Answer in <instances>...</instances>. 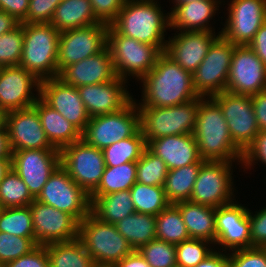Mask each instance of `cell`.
<instances>
[{"instance_id": "1", "label": "cell", "mask_w": 266, "mask_h": 267, "mask_svg": "<svg viewBox=\"0 0 266 267\" xmlns=\"http://www.w3.org/2000/svg\"><path fill=\"white\" fill-rule=\"evenodd\" d=\"M142 100L137 107H172L196 99L193 74L163 52L141 81Z\"/></svg>"}, {"instance_id": "2", "label": "cell", "mask_w": 266, "mask_h": 267, "mask_svg": "<svg viewBox=\"0 0 266 267\" xmlns=\"http://www.w3.org/2000/svg\"><path fill=\"white\" fill-rule=\"evenodd\" d=\"M193 136L204 161L243 163L244 153L233 143L222 109L212 97L199 96Z\"/></svg>"}, {"instance_id": "3", "label": "cell", "mask_w": 266, "mask_h": 267, "mask_svg": "<svg viewBox=\"0 0 266 267\" xmlns=\"http://www.w3.org/2000/svg\"><path fill=\"white\" fill-rule=\"evenodd\" d=\"M156 0H126L110 24L119 34L140 43L166 50V29H170L169 12L164 14Z\"/></svg>"}, {"instance_id": "4", "label": "cell", "mask_w": 266, "mask_h": 267, "mask_svg": "<svg viewBox=\"0 0 266 267\" xmlns=\"http://www.w3.org/2000/svg\"><path fill=\"white\" fill-rule=\"evenodd\" d=\"M23 50L19 65L40 81L58 77L60 32L51 23H23Z\"/></svg>"}, {"instance_id": "5", "label": "cell", "mask_w": 266, "mask_h": 267, "mask_svg": "<svg viewBox=\"0 0 266 267\" xmlns=\"http://www.w3.org/2000/svg\"><path fill=\"white\" fill-rule=\"evenodd\" d=\"M78 239L97 265L114 267L134 251L115 224L103 222L91 212L79 223Z\"/></svg>"}, {"instance_id": "6", "label": "cell", "mask_w": 266, "mask_h": 267, "mask_svg": "<svg viewBox=\"0 0 266 267\" xmlns=\"http://www.w3.org/2000/svg\"><path fill=\"white\" fill-rule=\"evenodd\" d=\"M107 47L116 76L126 81L129 76L141 80L154 68L163 53L159 47L119 34L111 25L107 32Z\"/></svg>"}, {"instance_id": "7", "label": "cell", "mask_w": 266, "mask_h": 267, "mask_svg": "<svg viewBox=\"0 0 266 267\" xmlns=\"http://www.w3.org/2000/svg\"><path fill=\"white\" fill-rule=\"evenodd\" d=\"M199 96L172 107H138L140 130L146 144L169 135L192 134L195 129Z\"/></svg>"}, {"instance_id": "8", "label": "cell", "mask_w": 266, "mask_h": 267, "mask_svg": "<svg viewBox=\"0 0 266 267\" xmlns=\"http://www.w3.org/2000/svg\"><path fill=\"white\" fill-rule=\"evenodd\" d=\"M136 102L133 99L122 110L91 117L82 132V139L103 150L115 142L133 136L140 129V114Z\"/></svg>"}, {"instance_id": "9", "label": "cell", "mask_w": 266, "mask_h": 267, "mask_svg": "<svg viewBox=\"0 0 266 267\" xmlns=\"http://www.w3.org/2000/svg\"><path fill=\"white\" fill-rule=\"evenodd\" d=\"M60 165L88 195L98 187L106 168L103 150L83 139L60 150Z\"/></svg>"}, {"instance_id": "10", "label": "cell", "mask_w": 266, "mask_h": 267, "mask_svg": "<svg viewBox=\"0 0 266 267\" xmlns=\"http://www.w3.org/2000/svg\"><path fill=\"white\" fill-rule=\"evenodd\" d=\"M233 162L204 161L194 183L190 201L217 208L234 202Z\"/></svg>"}, {"instance_id": "11", "label": "cell", "mask_w": 266, "mask_h": 267, "mask_svg": "<svg viewBox=\"0 0 266 267\" xmlns=\"http://www.w3.org/2000/svg\"><path fill=\"white\" fill-rule=\"evenodd\" d=\"M235 44L221 34L212 42L207 55L193 73L195 92L201 97H212L226 90Z\"/></svg>"}, {"instance_id": "12", "label": "cell", "mask_w": 266, "mask_h": 267, "mask_svg": "<svg viewBox=\"0 0 266 267\" xmlns=\"http://www.w3.org/2000/svg\"><path fill=\"white\" fill-rule=\"evenodd\" d=\"M35 200L67 212L79 223L90 213L89 195L70 178L61 165L50 175Z\"/></svg>"}, {"instance_id": "13", "label": "cell", "mask_w": 266, "mask_h": 267, "mask_svg": "<svg viewBox=\"0 0 266 267\" xmlns=\"http://www.w3.org/2000/svg\"><path fill=\"white\" fill-rule=\"evenodd\" d=\"M212 98L222 109L233 143L245 153L260 132L251 95L223 91Z\"/></svg>"}, {"instance_id": "14", "label": "cell", "mask_w": 266, "mask_h": 267, "mask_svg": "<svg viewBox=\"0 0 266 267\" xmlns=\"http://www.w3.org/2000/svg\"><path fill=\"white\" fill-rule=\"evenodd\" d=\"M106 23L60 32L57 55L58 74L67 66L98 54L107 47Z\"/></svg>"}, {"instance_id": "15", "label": "cell", "mask_w": 266, "mask_h": 267, "mask_svg": "<svg viewBox=\"0 0 266 267\" xmlns=\"http://www.w3.org/2000/svg\"><path fill=\"white\" fill-rule=\"evenodd\" d=\"M60 165L59 149H25L12 151L11 168L27 185L36 199L50 175Z\"/></svg>"}, {"instance_id": "16", "label": "cell", "mask_w": 266, "mask_h": 267, "mask_svg": "<svg viewBox=\"0 0 266 267\" xmlns=\"http://www.w3.org/2000/svg\"><path fill=\"white\" fill-rule=\"evenodd\" d=\"M221 35L235 45H248L266 21V0H230Z\"/></svg>"}, {"instance_id": "17", "label": "cell", "mask_w": 266, "mask_h": 267, "mask_svg": "<svg viewBox=\"0 0 266 267\" xmlns=\"http://www.w3.org/2000/svg\"><path fill=\"white\" fill-rule=\"evenodd\" d=\"M33 241L37 245L68 242L78 238L79 222L70 214L37 200L30 205Z\"/></svg>"}, {"instance_id": "18", "label": "cell", "mask_w": 266, "mask_h": 267, "mask_svg": "<svg viewBox=\"0 0 266 267\" xmlns=\"http://www.w3.org/2000/svg\"><path fill=\"white\" fill-rule=\"evenodd\" d=\"M264 90L266 65L248 45H235L225 91L254 95Z\"/></svg>"}, {"instance_id": "19", "label": "cell", "mask_w": 266, "mask_h": 267, "mask_svg": "<svg viewBox=\"0 0 266 267\" xmlns=\"http://www.w3.org/2000/svg\"><path fill=\"white\" fill-rule=\"evenodd\" d=\"M40 84L33 73L20 65L0 67V111L6 113L33 106L40 98Z\"/></svg>"}, {"instance_id": "20", "label": "cell", "mask_w": 266, "mask_h": 267, "mask_svg": "<svg viewBox=\"0 0 266 267\" xmlns=\"http://www.w3.org/2000/svg\"><path fill=\"white\" fill-rule=\"evenodd\" d=\"M4 126L11 151L25 149H57L48 141L34 106L4 113Z\"/></svg>"}, {"instance_id": "21", "label": "cell", "mask_w": 266, "mask_h": 267, "mask_svg": "<svg viewBox=\"0 0 266 267\" xmlns=\"http://www.w3.org/2000/svg\"><path fill=\"white\" fill-rule=\"evenodd\" d=\"M215 228L219 251L251 248L249 209L236 200L215 208Z\"/></svg>"}, {"instance_id": "22", "label": "cell", "mask_w": 266, "mask_h": 267, "mask_svg": "<svg viewBox=\"0 0 266 267\" xmlns=\"http://www.w3.org/2000/svg\"><path fill=\"white\" fill-rule=\"evenodd\" d=\"M40 98L81 132L85 130L90 116L76 87L58 77L45 79L40 84Z\"/></svg>"}, {"instance_id": "23", "label": "cell", "mask_w": 266, "mask_h": 267, "mask_svg": "<svg viewBox=\"0 0 266 267\" xmlns=\"http://www.w3.org/2000/svg\"><path fill=\"white\" fill-rule=\"evenodd\" d=\"M126 83V80L116 77L110 82L77 87L90 118L125 108L134 99L127 91Z\"/></svg>"}, {"instance_id": "24", "label": "cell", "mask_w": 266, "mask_h": 267, "mask_svg": "<svg viewBox=\"0 0 266 267\" xmlns=\"http://www.w3.org/2000/svg\"><path fill=\"white\" fill-rule=\"evenodd\" d=\"M220 33L221 31L218 35L212 31H180L168 38L165 53L193 74Z\"/></svg>"}, {"instance_id": "25", "label": "cell", "mask_w": 266, "mask_h": 267, "mask_svg": "<svg viewBox=\"0 0 266 267\" xmlns=\"http://www.w3.org/2000/svg\"><path fill=\"white\" fill-rule=\"evenodd\" d=\"M109 48L65 67L59 74L64 83L74 87L110 82L116 78Z\"/></svg>"}, {"instance_id": "26", "label": "cell", "mask_w": 266, "mask_h": 267, "mask_svg": "<svg viewBox=\"0 0 266 267\" xmlns=\"http://www.w3.org/2000/svg\"><path fill=\"white\" fill-rule=\"evenodd\" d=\"M147 148L165 162L168 170L197 163L202 159L193 134L159 137L150 140Z\"/></svg>"}, {"instance_id": "27", "label": "cell", "mask_w": 266, "mask_h": 267, "mask_svg": "<svg viewBox=\"0 0 266 267\" xmlns=\"http://www.w3.org/2000/svg\"><path fill=\"white\" fill-rule=\"evenodd\" d=\"M220 0H198L172 7L169 13L170 28L179 31H212L209 20L219 10Z\"/></svg>"}, {"instance_id": "28", "label": "cell", "mask_w": 266, "mask_h": 267, "mask_svg": "<svg viewBox=\"0 0 266 267\" xmlns=\"http://www.w3.org/2000/svg\"><path fill=\"white\" fill-rule=\"evenodd\" d=\"M33 106L37 109L45 135L53 147L61 150L82 139V132L41 98Z\"/></svg>"}, {"instance_id": "29", "label": "cell", "mask_w": 266, "mask_h": 267, "mask_svg": "<svg viewBox=\"0 0 266 267\" xmlns=\"http://www.w3.org/2000/svg\"><path fill=\"white\" fill-rule=\"evenodd\" d=\"M179 208L190 238L216 241L215 208L190 200L175 203Z\"/></svg>"}, {"instance_id": "30", "label": "cell", "mask_w": 266, "mask_h": 267, "mask_svg": "<svg viewBox=\"0 0 266 267\" xmlns=\"http://www.w3.org/2000/svg\"><path fill=\"white\" fill-rule=\"evenodd\" d=\"M50 23L59 31L101 23L94 15L90 0H62Z\"/></svg>"}, {"instance_id": "31", "label": "cell", "mask_w": 266, "mask_h": 267, "mask_svg": "<svg viewBox=\"0 0 266 267\" xmlns=\"http://www.w3.org/2000/svg\"><path fill=\"white\" fill-rule=\"evenodd\" d=\"M89 198L90 212L103 222L116 224L136 212L129 190Z\"/></svg>"}, {"instance_id": "32", "label": "cell", "mask_w": 266, "mask_h": 267, "mask_svg": "<svg viewBox=\"0 0 266 267\" xmlns=\"http://www.w3.org/2000/svg\"><path fill=\"white\" fill-rule=\"evenodd\" d=\"M115 226L134 250L156 238V216L151 214L135 212L118 221Z\"/></svg>"}, {"instance_id": "33", "label": "cell", "mask_w": 266, "mask_h": 267, "mask_svg": "<svg viewBox=\"0 0 266 267\" xmlns=\"http://www.w3.org/2000/svg\"><path fill=\"white\" fill-rule=\"evenodd\" d=\"M203 162L204 160L201 159L197 163L168 170L163 189L170 204L190 199L194 183Z\"/></svg>"}, {"instance_id": "34", "label": "cell", "mask_w": 266, "mask_h": 267, "mask_svg": "<svg viewBox=\"0 0 266 267\" xmlns=\"http://www.w3.org/2000/svg\"><path fill=\"white\" fill-rule=\"evenodd\" d=\"M50 267H92L91 256L77 238L68 242H55L46 245Z\"/></svg>"}, {"instance_id": "35", "label": "cell", "mask_w": 266, "mask_h": 267, "mask_svg": "<svg viewBox=\"0 0 266 267\" xmlns=\"http://www.w3.org/2000/svg\"><path fill=\"white\" fill-rule=\"evenodd\" d=\"M137 162H127L114 167L106 166L98 187L89 196H102L130 190L137 182Z\"/></svg>"}, {"instance_id": "36", "label": "cell", "mask_w": 266, "mask_h": 267, "mask_svg": "<svg viewBox=\"0 0 266 267\" xmlns=\"http://www.w3.org/2000/svg\"><path fill=\"white\" fill-rule=\"evenodd\" d=\"M156 238L175 245L190 239L181 212L175 204H169L156 216Z\"/></svg>"}, {"instance_id": "37", "label": "cell", "mask_w": 266, "mask_h": 267, "mask_svg": "<svg viewBox=\"0 0 266 267\" xmlns=\"http://www.w3.org/2000/svg\"><path fill=\"white\" fill-rule=\"evenodd\" d=\"M146 147L144 136L139 129L133 136L103 149L105 164L114 167L127 162H137Z\"/></svg>"}, {"instance_id": "38", "label": "cell", "mask_w": 266, "mask_h": 267, "mask_svg": "<svg viewBox=\"0 0 266 267\" xmlns=\"http://www.w3.org/2000/svg\"><path fill=\"white\" fill-rule=\"evenodd\" d=\"M129 191L137 213L157 216L170 204L163 186H149L136 182Z\"/></svg>"}, {"instance_id": "39", "label": "cell", "mask_w": 266, "mask_h": 267, "mask_svg": "<svg viewBox=\"0 0 266 267\" xmlns=\"http://www.w3.org/2000/svg\"><path fill=\"white\" fill-rule=\"evenodd\" d=\"M34 200L27 185L11 168L0 182V207L29 206Z\"/></svg>"}, {"instance_id": "40", "label": "cell", "mask_w": 266, "mask_h": 267, "mask_svg": "<svg viewBox=\"0 0 266 267\" xmlns=\"http://www.w3.org/2000/svg\"><path fill=\"white\" fill-rule=\"evenodd\" d=\"M0 232L33 238V222L30 206L0 209Z\"/></svg>"}, {"instance_id": "41", "label": "cell", "mask_w": 266, "mask_h": 267, "mask_svg": "<svg viewBox=\"0 0 266 267\" xmlns=\"http://www.w3.org/2000/svg\"><path fill=\"white\" fill-rule=\"evenodd\" d=\"M167 173L165 162L146 147L137 161V182L149 186H163Z\"/></svg>"}, {"instance_id": "42", "label": "cell", "mask_w": 266, "mask_h": 267, "mask_svg": "<svg viewBox=\"0 0 266 267\" xmlns=\"http://www.w3.org/2000/svg\"><path fill=\"white\" fill-rule=\"evenodd\" d=\"M210 244L214 246L210 241L194 238L176 244L177 267H195L215 250Z\"/></svg>"}, {"instance_id": "43", "label": "cell", "mask_w": 266, "mask_h": 267, "mask_svg": "<svg viewBox=\"0 0 266 267\" xmlns=\"http://www.w3.org/2000/svg\"><path fill=\"white\" fill-rule=\"evenodd\" d=\"M151 267H176V246L155 238L137 250Z\"/></svg>"}, {"instance_id": "44", "label": "cell", "mask_w": 266, "mask_h": 267, "mask_svg": "<svg viewBox=\"0 0 266 267\" xmlns=\"http://www.w3.org/2000/svg\"><path fill=\"white\" fill-rule=\"evenodd\" d=\"M23 23L0 36V67L19 65L23 50Z\"/></svg>"}, {"instance_id": "45", "label": "cell", "mask_w": 266, "mask_h": 267, "mask_svg": "<svg viewBox=\"0 0 266 267\" xmlns=\"http://www.w3.org/2000/svg\"><path fill=\"white\" fill-rule=\"evenodd\" d=\"M37 244L33 238H26L0 232V267L28 254Z\"/></svg>"}, {"instance_id": "46", "label": "cell", "mask_w": 266, "mask_h": 267, "mask_svg": "<svg viewBox=\"0 0 266 267\" xmlns=\"http://www.w3.org/2000/svg\"><path fill=\"white\" fill-rule=\"evenodd\" d=\"M231 252L232 267H266V248L252 247Z\"/></svg>"}, {"instance_id": "47", "label": "cell", "mask_w": 266, "mask_h": 267, "mask_svg": "<svg viewBox=\"0 0 266 267\" xmlns=\"http://www.w3.org/2000/svg\"><path fill=\"white\" fill-rule=\"evenodd\" d=\"M62 0H29L27 17L22 23H50Z\"/></svg>"}, {"instance_id": "48", "label": "cell", "mask_w": 266, "mask_h": 267, "mask_svg": "<svg viewBox=\"0 0 266 267\" xmlns=\"http://www.w3.org/2000/svg\"><path fill=\"white\" fill-rule=\"evenodd\" d=\"M1 267H50L46 245H37L28 254L10 261Z\"/></svg>"}, {"instance_id": "49", "label": "cell", "mask_w": 266, "mask_h": 267, "mask_svg": "<svg viewBox=\"0 0 266 267\" xmlns=\"http://www.w3.org/2000/svg\"><path fill=\"white\" fill-rule=\"evenodd\" d=\"M95 17L110 25L119 14L126 0H90Z\"/></svg>"}, {"instance_id": "50", "label": "cell", "mask_w": 266, "mask_h": 267, "mask_svg": "<svg viewBox=\"0 0 266 267\" xmlns=\"http://www.w3.org/2000/svg\"><path fill=\"white\" fill-rule=\"evenodd\" d=\"M251 213L249 211L251 248H266V207Z\"/></svg>"}, {"instance_id": "51", "label": "cell", "mask_w": 266, "mask_h": 267, "mask_svg": "<svg viewBox=\"0 0 266 267\" xmlns=\"http://www.w3.org/2000/svg\"><path fill=\"white\" fill-rule=\"evenodd\" d=\"M263 163L266 166V130L260 131L254 143L245 151L242 165L245 169H251L254 163ZM247 167V168H246Z\"/></svg>"}, {"instance_id": "52", "label": "cell", "mask_w": 266, "mask_h": 267, "mask_svg": "<svg viewBox=\"0 0 266 267\" xmlns=\"http://www.w3.org/2000/svg\"><path fill=\"white\" fill-rule=\"evenodd\" d=\"M29 0H0V10L14 16L19 22L27 17Z\"/></svg>"}, {"instance_id": "53", "label": "cell", "mask_w": 266, "mask_h": 267, "mask_svg": "<svg viewBox=\"0 0 266 267\" xmlns=\"http://www.w3.org/2000/svg\"><path fill=\"white\" fill-rule=\"evenodd\" d=\"M251 100L259 131L266 130V90L251 95Z\"/></svg>"}, {"instance_id": "54", "label": "cell", "mask_w": 266, "mask_h": 267, "mask_svg": "<svg viewBox=\"0 0 266 267\" xmlns=\"http://www.w3.org/2000/svg\"><path fill=\"white\" fill-rule=\"evenodd\" d=\"M248 46L266 65V21L255 33L253 40L248 44Z\"/></svg>"}, {"instance_id": "55", "label": "cell", "mask_w": 266, "mask_h": 267, "mask_svg": "<svg viewBox=\"0 0 266 267\" xmlns=\"http://www.w3.org/2000/svg\"><path fill=\"white\" fill-rule=\"evenodd\" d=\"M214 250L203 261L198 263L195 267H232L229 253Z\"/></svg>"}, {"instance_id": "56", "label": "cell", "mask_w": 266, "mask_h": 267, "mask_svg": "<svg viewBox=\"0 0 266 267\" xmlns=\"http://www.w3.org/2000/svg\"><path fill=\"white\" fill-rule=\"evenodd\" d=\"M114 267H151L141 254L134 250L130 255H127L120 260Z\"/></svg>"}, {"instance_id": "57", "label": "cell", "mask_w": 266, "mask_h": 267, "mask_svg": "<svg viewBox=\"0 0 266 267\" xmlns=\"http://www.w3.org/2000/svg\"><path fill=\"white\" fill-rule=\"evenodd\" d=\"M21 25L14 16L0 10V36L11 32Z\"/></svg>"}, {"instance_id": "58", "label": "cell", "mask_w": 266, "mask_h": 267, "mask_svg": "<svg viewBox=\"0 0 266 267\" xmlns=\"http://www.w3.org/2000/svg\"><path fill=\"white\" fill-rule=\"evenodd\" d=\"M12 151L9 145L8 133L3 125L0 128V158H11Z\"/></svg>"}, {"instance_id": "59", "label": "cell", "mask_w": 266, "mask_h": 267, "mask_svg": "<svg viewBox=\"0 0 266 267\" xmlns=\"http://www.w3.org/2000/svg\"><path fill=\"white\" fill-rule=\"evenodd\" d=\"M11 169V158H0V182L6 173Z\"/></svg>"}, {"instance_id": "60", "label": "cell", "mask_w": 266, "mask_h": 267, "mask_svg": "<svg viewBox=\"0 0 266 267\" xmlns=\"http://www.w3.org/2000/svg\"><path fill=\"white\" fill-rule=\"evenodd\" d=\"M173 1V6H177V5H180V4H185V3H190V2H193V1H198V0H172Z\"/></svg>"}, {"instance_id": "61", "label": "cell", "mask_w": 266, "mask_h": 267, "mask_svg": "<svg viewBox=\"0 0 266 267\" xmlns=\"http://www.w3.org/2000/svg\"><path fill=\"white\" fill-rule=\"evenodd\" d=\"M4 125V113L0 111V128Z\"/></svg>"}, {"instance_id": "62", "label": "cell", "mask_w": 266, "mask_h": 267, "mask_svg": "<svg viewBox=\"0 0 266 267\" xmlns=\"http://www.w3.org/2000/svg\"><path fill=\"white\" fill-rule=\"evenodd\" d=\"M92 267H112V266H105V265H97V264H94Z\"/></svg>"}]
</instances>
